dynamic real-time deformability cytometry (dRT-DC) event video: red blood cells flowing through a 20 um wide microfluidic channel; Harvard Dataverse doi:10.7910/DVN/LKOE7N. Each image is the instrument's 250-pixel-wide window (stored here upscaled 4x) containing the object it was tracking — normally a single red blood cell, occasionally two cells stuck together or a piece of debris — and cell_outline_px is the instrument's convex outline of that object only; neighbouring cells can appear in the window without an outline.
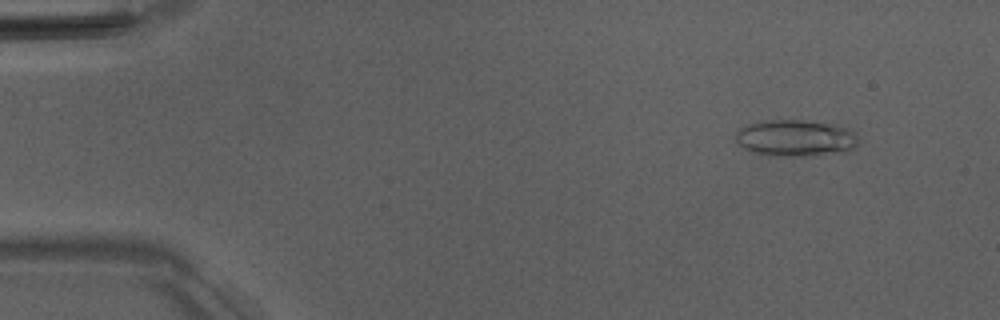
{"species": "Egyptian fruit bat (a non-hibernating species)", "species_latin": "Rousettus aegyptiacus", "temperature_condition": "room temperature", "stored_images_in_passage": 51, "camera_frame_rate_fps": 3000, "um_per_image_px": 0.085, "animal": {"sex": "male"}, "frame": {"image": 1, "passage_image": 5, "time_ms": 1.333, "image_size_px": [1000, 320], "cell_outline_px": [[856, 144], [848, 152], [804, 156], [772, 156], [756, 152], [744, 148], [736, 140], [736, 132], [740, 128], [748, 124], [764, 120], [804, 120], [836, 124], [848, 128], [856, 132]], "centroid_in_image_um": [67.65, 11.73], "position_along_channel_um": 17.4, "area_um2": 26.24}}
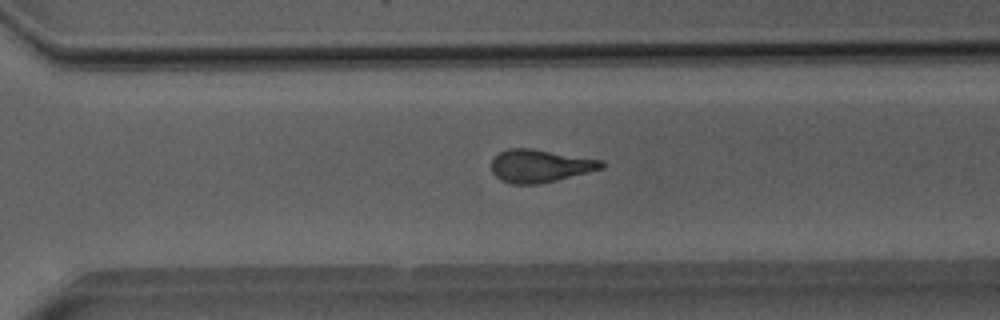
{"frame": {"image": 2, "passage_image": 36, "time_ms": 11.667, "image_size_px": [1000, 320], "cell_outline_px": [[604, 168], [540, 184], [512, 184], [500, 180], [492, 172], [492, 160], [500, 152], [508, 148], [532, 148], [604, 160]], "centroid_in_image_um": [45.91, 14.09], "position_along_channel_um": 324.7, "area_um2": 21.1}}
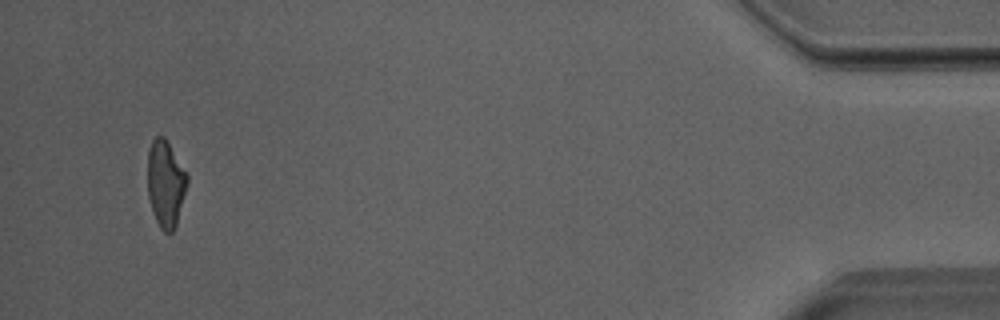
{"frame": {"image": 3, "passage_image": 49, "time_ms": 16.0, "image_size_px": [1000, 320], "cell_outline_px": [[188, 184], [176, 224], [172, 232], [164, 232], [160, 228], [156, 220], [148, 196], [148, 148], [152, 140], [156, 136], [164, 136], [188, 176]], "centroid_in_image_um": [14.07, 15.6], "position_along_channel_um": 421.1, "area_um2": 19.77}, "authors_computed_cell_mechanics": {"area_um2": 21.8484, "velocity_mm_per_s": 4.0206, "shape_relaxation_time_tau1_ms": 8.4356, "shape_relaxation_time_tau2_ms": 2.1697, "deformation_change_tau1": 0.2454, "deformation_change_tau2": 0.1182}}